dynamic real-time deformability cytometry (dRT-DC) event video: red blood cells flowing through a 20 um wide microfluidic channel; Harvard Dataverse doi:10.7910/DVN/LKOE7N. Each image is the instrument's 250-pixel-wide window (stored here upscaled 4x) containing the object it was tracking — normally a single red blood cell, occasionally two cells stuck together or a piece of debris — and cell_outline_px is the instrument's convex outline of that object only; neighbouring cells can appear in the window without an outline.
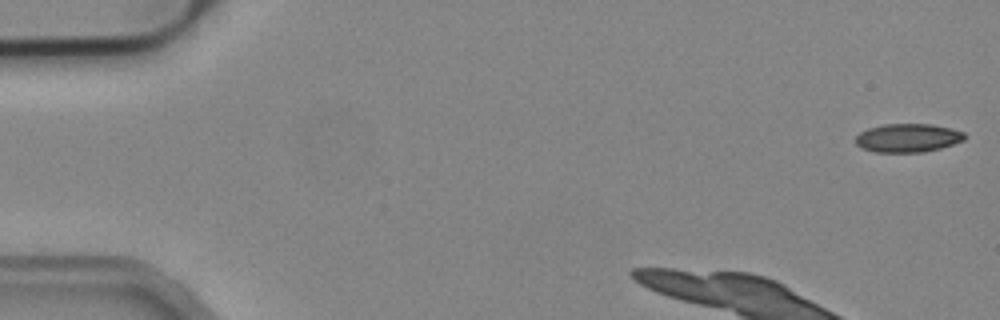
{"species": "common noctule bat (a hibernating species)", "species_latin": "Nyctalus noctula", "temperature_condition": "cold", "stored_images_in_passage": 10, "camera_frame_rate_fps": 3000, "um_per_image_px": 0.085, "animal": {"sex": "male", "body_mass_g": 19.2, "forearm_length_mm": 51.8}, "frame": {"image": 1, "passage_image": 1, "time_ms": 0.0, "image_size_px": [1000, 320], "cell_outline_px": [[968, 136], [964, 140], [940, 148], [924, 152], [872, 152], [860, 148], [856, 144], [856, 136], [860, 132], [868, 128], [884, 124], [932, 124], [952, 128], [964, 132]], "centroid_in_image_um": [77.17, 11.72], "position_along_channel_um": 7.8, "area_um2": 18.32}}